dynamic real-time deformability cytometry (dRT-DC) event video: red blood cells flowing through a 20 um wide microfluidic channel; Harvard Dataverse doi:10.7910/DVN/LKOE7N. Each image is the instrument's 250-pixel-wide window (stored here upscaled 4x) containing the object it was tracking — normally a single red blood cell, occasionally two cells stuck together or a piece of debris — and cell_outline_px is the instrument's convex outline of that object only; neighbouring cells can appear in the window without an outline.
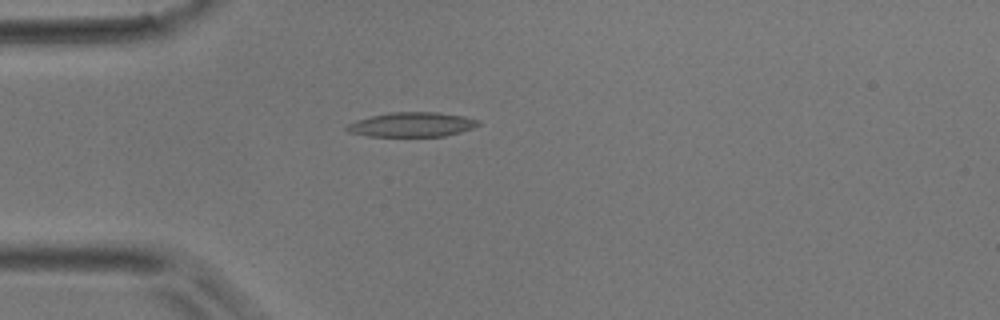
{"species": "common noctule bat (a hibernating species)", "species_latin": "Nyctalus noctula", "temperature_condition": "room temperature", "stored_images_in_passage": 9, "camera_frame_rate_fps": 3000, "um_per_image_px": 0.085, "animal": {"sex": "male", "body_mass_g": 17.9}, "frame": {"image": 1, "passage_image": 1, "time_ms": 0.0, "image_size_px": [1000, 320], "cell_outline_px": [[480, 124], [472, 128], [460, 132], [444, 136], [368, 136], [348, 132], [344, 128], [348, 124], [356, 120], [372, 116], [392, 112], [436, 112], [464, 116], [480, 120]], "centroid_in_image_um": [35.01, 10.59], "position_along_channel_um": 50.0, "area_um2": 18.73}}